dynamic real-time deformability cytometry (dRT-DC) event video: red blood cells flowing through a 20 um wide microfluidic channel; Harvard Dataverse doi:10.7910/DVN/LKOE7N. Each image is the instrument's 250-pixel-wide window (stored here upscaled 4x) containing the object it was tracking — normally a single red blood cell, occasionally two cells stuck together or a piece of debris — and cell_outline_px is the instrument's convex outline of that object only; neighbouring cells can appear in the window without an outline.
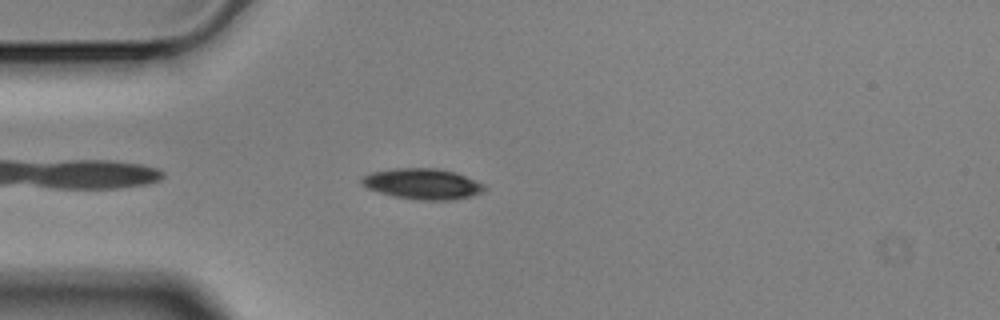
{"species": "Egyptian fruit bat (a non-hibernating species)", "species_latin": "Rousettus aegyptiacus", "temperature_condition": "cold", "stored_images_in_passage": 47, "camera_frame_rate_fps": 3000, "um_per_image_px": 0.085, "animal": {"sex": "male"}, "frame": {"image": 1, "passage_image": 5, "time_ms": 1.333, "image_size_px": [1000, 320], "cell_outline_px": [[484, 188], [480, 192], [468, 196], [448, 200], [416, 200], [392, 196], [368, 188], [360, 184], [360, 180], [364, 176], [372, 172], [396, 168], [436, 168], [456, 172], [480, 184]], "centroid_in_image_um": [35.82, 15.62], "position_along_channel_um": 49.2, "area_um2": 21.5}}
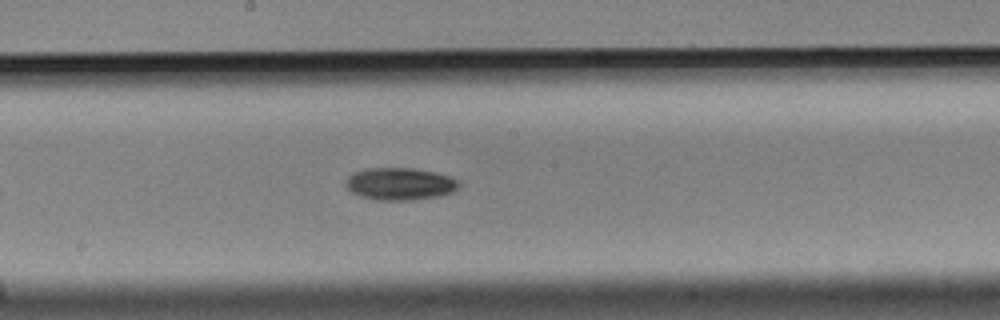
{"frame": {"image": 2, "passage_image": 20, "time_ms": 6.333, "image_size_px": [1000, 320], "cell_outline_px": [[460, 184], [452, 192], [440, 196], [412, 200], [376, 200], [360, 196], [352, 192], [344, 184], [344, 180], [352, 172], [368, 168], [412, 168], [436, 172], [460, 180]], "centroid_in_image_um": [33.97, 15.62], "position_along_channel_um": 214.2, "area_um2": 21.5}}
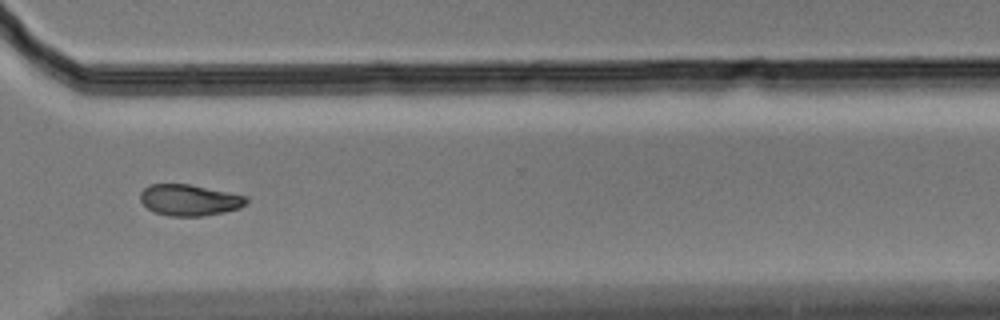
{"frame": {"image": 3, "passage_image": 32, "time_ms": 10.333, "image_size_px": [1000, 320], "cell_outline_px": [[248, 200], [240, 208], [224, 212], [200, 216], [168, 216], [156, 212], [148, 208], [140, 200], [140, 192], [148, 184], [188, 184], [248, 196]], "centroid_in_image_um": [16.09, 17.0], "position_along_channel_um": 354.5, "area_um2": 19.19}, "authors_computed_cell_mechanics": {"area_um2": 20.1144, "velocity_mm_per_s": 3.51, "shape_relaxation_time_tau1_ms": 3.3632, "shape_relaxation_time_tau2_ms": null, "deformation_change_tau1": 0.0831, "deformation_change_tau2": null}}